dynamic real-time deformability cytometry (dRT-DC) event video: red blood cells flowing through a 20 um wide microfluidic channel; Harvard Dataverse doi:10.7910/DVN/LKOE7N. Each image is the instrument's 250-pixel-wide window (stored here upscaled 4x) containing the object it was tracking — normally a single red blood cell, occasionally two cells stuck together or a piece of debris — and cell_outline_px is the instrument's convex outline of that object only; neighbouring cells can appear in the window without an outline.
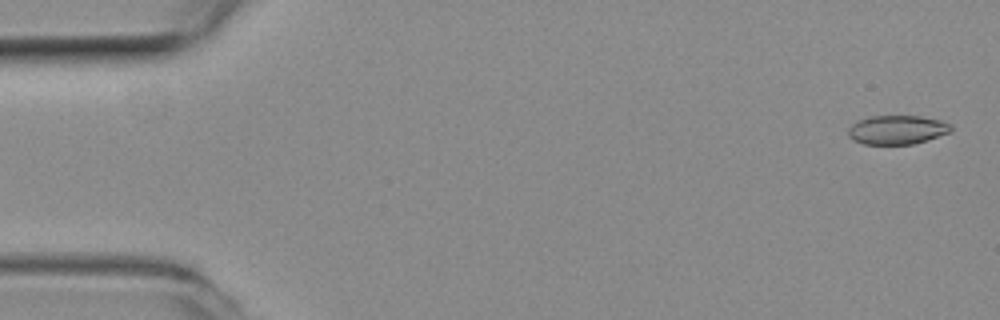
{"species": "common noctule bat (a hibernating species)", "species_latin": "Nyctalus noctula", "temperature_condition": "room temperature", "stored_images_in_passage": 30, "camera_frame_rate_fps": 3000, "um_per_image_px": 0.085, "animal": {"sex": "female", "body_mass_g": 19.3, "forearm_length_mm": 54.1}, "frame": {"image": 1, "passage_image": 2, "time_ms": 0.333, "image_size_px": [1000, 320], "cell_outline_px": [[952, 132], [912, 144], [864, 144], [852, 140], [848, 136], [848, 128], [856, 120], [868, 116], [920, 116], [940, 120], [952, 124]], "centroid_in_image_um": [76.23, 11.02], "position_along_channel_um": 8.8, "area_um2": 17.51}}
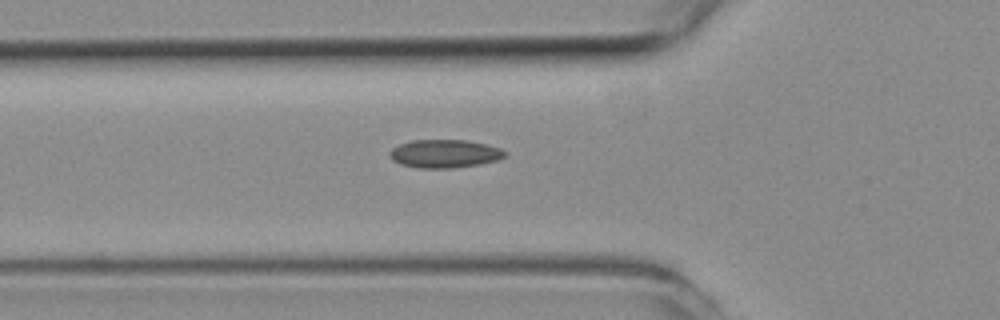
{"frame": {"image": 2, "passage_image": 19, "time_ms": 6.0, "image_size_px": [1000, 320], "cell_outline_px": [[508, 152], [504, 156], [496, 160], [480, 164], [452, 168], [416, 168], [400, 164], [392, 160], [388, 156], [388, 152], [392, 148], [400, 144], [412, 140], [468, 140], [500, 148]], "centroid_in_image_um": [37.75, 13.06], "position_along_channel_um": 88.1, "area_um2": 19.02}}
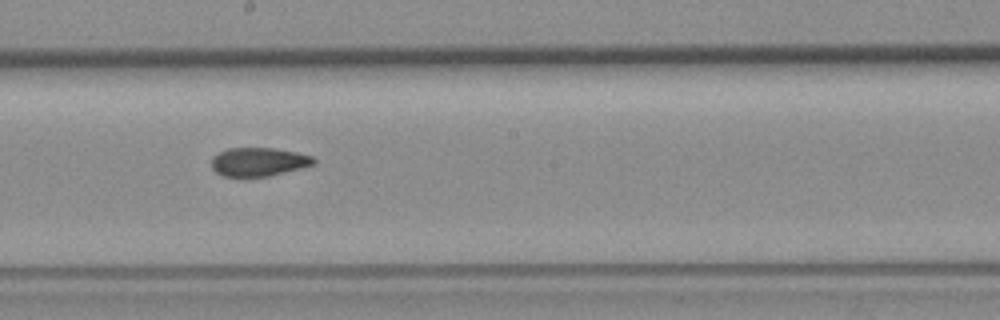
{"frame": {"image": 3, "passage_image": 30, "time_ms": 9.667, "image_size_px": [1000, 320], "cell_outline_px": [[316, 164], [268, 176], [224, 176], [216, 172], [212, 168], [212, 156], [228, 148], [272, 148], [296, 152], [312, 156], [316, 160]], "centroid_in_image_um": [21.98, 13.75], "position_along_channel_um": 226.2, "area_um2": 16.88}}